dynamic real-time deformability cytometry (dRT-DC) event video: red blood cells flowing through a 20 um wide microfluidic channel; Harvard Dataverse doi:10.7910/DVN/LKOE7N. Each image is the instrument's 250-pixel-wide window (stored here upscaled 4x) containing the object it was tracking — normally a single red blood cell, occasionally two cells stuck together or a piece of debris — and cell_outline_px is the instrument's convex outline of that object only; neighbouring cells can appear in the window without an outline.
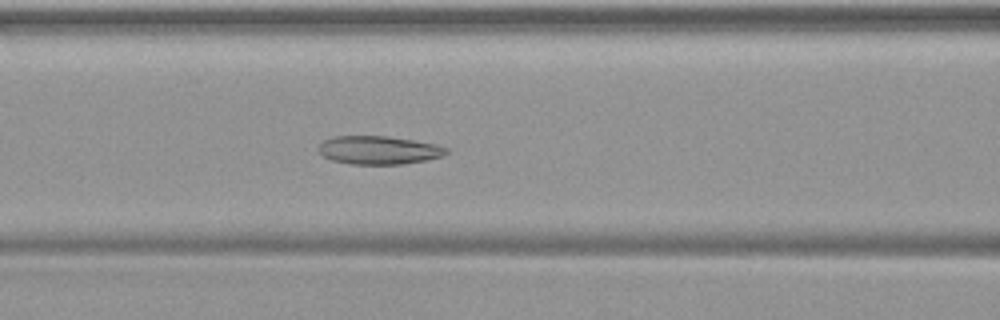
{"species": "common noctule bat (a hibernating species)", "species_latin": "Nyctalus noctula", "temperature_condition": "warm", "stored_images_in_passage": 49, "camera_frame_rate_fps": 3000, "um_per_image_px": 0.085, "animal": {"sex": "female", "body_mass_g": 19.9}, "frame": {"image": 1, "passage_image": 21, "time_ms": 6.667, "image_size_px": [1000, 320], "cell_outline_px": [[452, 152], [428, 160], [404, 164], [352, 164], [332, 160], [324, 156], [316, 148], [324, 140], [336, 136], [388, 136], [436, 144], [448, 148]], "centroid_in_image_um": [32.23, 12.76], "position_along_channel_um": 134.4, "area_um2": 21.15}}
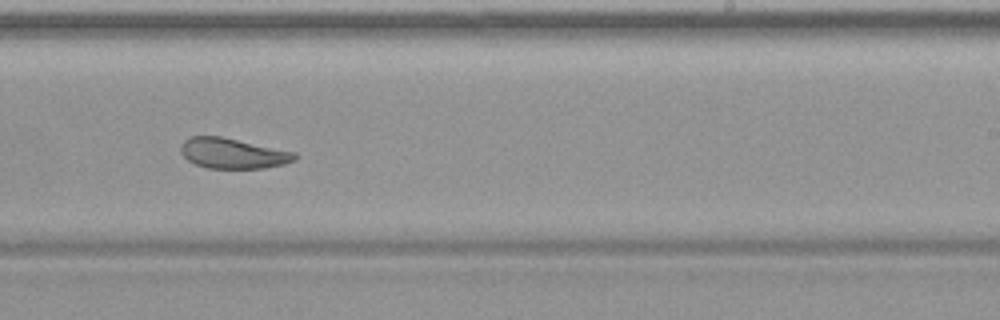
{"frame": {"image": 2, "passage_image": 31, "time_ms": 10.0, "image_size_px": [1000, 320], "cell_outline_px": [[300, 156], [296, 160], [284, 164], [264, 168], [208, 168], [196, 164], [188, 160], [180, 152], [180, 148], [184, 140], [192, 136], [220, 136], [296, 152]], "centroid_in_image_um": [19.83, 13.03], "position_along_channel_um": 269.2, "area_um2": 20.17}}
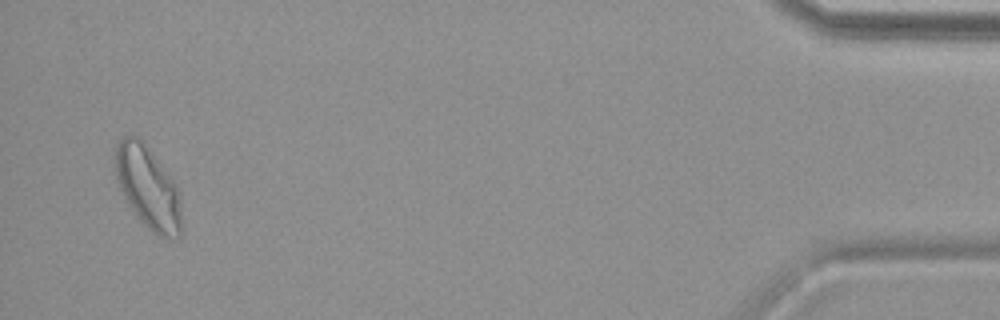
{"frame": {"image": 3, "passage_image": 48, "time_ms": 15.667, "image_size_px": [1000, 320], "cell_outline_px": [[180, 236], [160, 236], [152, 232], [132, 212], [120, 188], [112, 168], [112, 156], [116, 144], [124, 136], [136, 136], [144, 140], [176, 184], [180, 192]], "centroid_in_image_um": [12.51, 15.85], "position_along_channel_um": 422.7, "area_um2": 32.25}}